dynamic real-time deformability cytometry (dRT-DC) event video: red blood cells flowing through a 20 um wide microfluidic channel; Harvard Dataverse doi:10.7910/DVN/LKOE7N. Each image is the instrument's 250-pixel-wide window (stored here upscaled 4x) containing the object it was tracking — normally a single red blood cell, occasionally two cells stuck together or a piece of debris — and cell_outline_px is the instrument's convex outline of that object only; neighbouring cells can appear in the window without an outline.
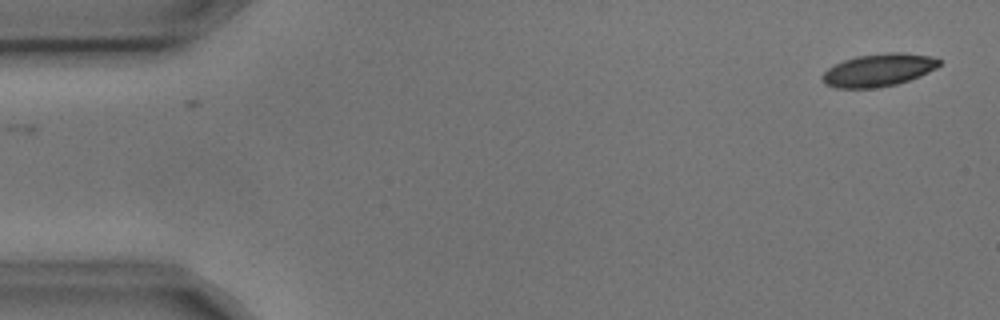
{"species": "common noctule bat (a hibernating species)", "species_latin": "Nyctalus noctula", "temperature_condition": "cold", "stored_images_in_passage": 2, "camera_frame_rate_fps": 3000, "um_per_image_px": 0.085, "animal": {"sex": "male", "body_mass_g": 17.9, "forearm_length_mm": 54.2}, "frame": {"image": 1, "passage_image": 2, "time_ms": 0.333, "image_size_px": [1000, 320], "cell_outline_px": [[940, 64], [936, 68], [920, 76], [896, 84], [876, 88], [836, 88], [824, 84], [820, 76], [828, 68], [844, 60], [856, 56], [888, 52], [900, 52], [932, 56], [940, 60]], "centroid_in_image_um": [74.66, 5.95], "position_along_channel_um": 10.3, "area_um2": 22.31}}